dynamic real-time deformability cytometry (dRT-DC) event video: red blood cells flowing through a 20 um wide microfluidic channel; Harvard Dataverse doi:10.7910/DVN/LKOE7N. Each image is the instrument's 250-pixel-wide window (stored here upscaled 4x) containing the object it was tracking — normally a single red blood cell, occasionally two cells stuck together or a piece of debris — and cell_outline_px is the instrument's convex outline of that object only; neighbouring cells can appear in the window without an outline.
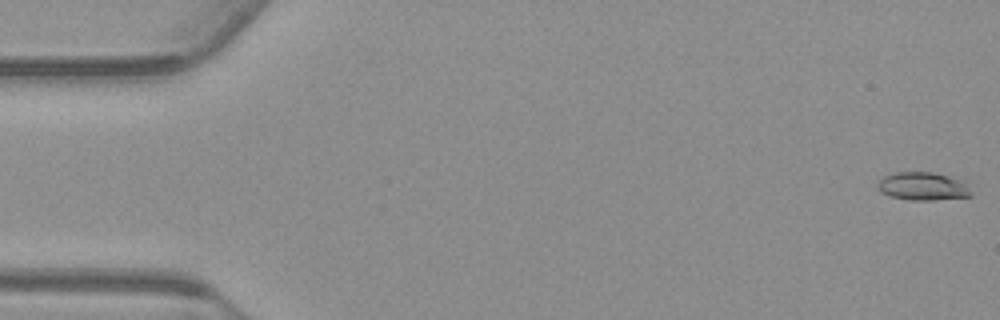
{"species": "common noctule bat (a hibernating species)", "species_latin": "Nyctalus noctula", "temperature_condition": "warm", "stored_images_in_passage": 55, "camera_frame_rate_fps": 3000, "um_per_image_px": 0.085, "animal": {"sex": "male", "body_mass_g": 23.1, "forearm_length_mm": 52.7}, "frame": {"image": 1, "passage_image": 1, "time_ms": 0.0, "image_size_px": [1000, 320], "cell_outline_px": [[972, 196], [936, 200], [912, 200], [892, 196], [880, 192], [876, 188], [876, 184], [884, 176], [896, 172], [932, 172], [948, 176], [960, 180], [968, 184], [972, 192]], "centroid_in_image_um": [78.45, 15.84], "position_along_channel_um": 6.5, "area_um2": 15.37}}
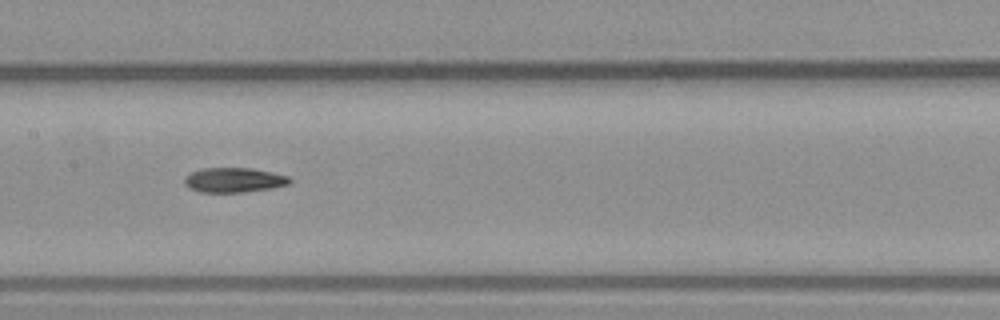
{"frame": {"image": 2, "passage_image": 27, "time_ms": 8.667, "image_size_px": [1000, 320], "cell_outline_px": [[292, 180], [288, 184], [272, 188], [244, 192], [200, 192], [188, 188], [184, 184], [184, 176], [200, 168], [252, 168], [272, 172], [288, 176]], "centroid_in_image_um": [19.85, 15.3], "position_along_channel_um": 187.5, "area_um2": 15.26}}
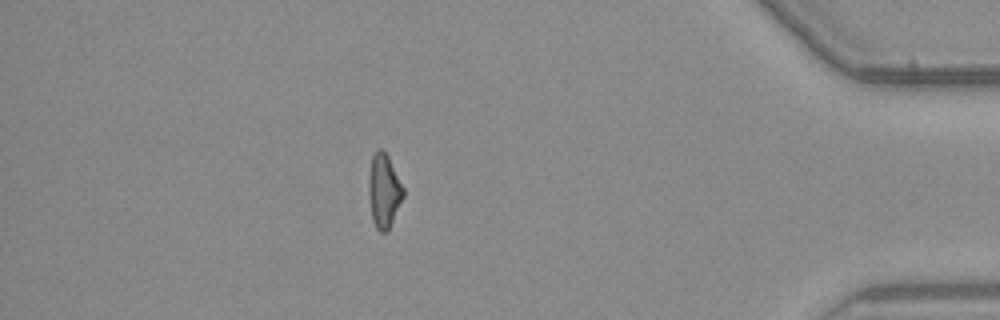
{"frame": {"image": 3, "passage_image": 48, "time_ms": 15.667, "image_size_px": [1000, 320], "cell_outline_px": [[404, 196], [388, 232], [380, 232], [376, 228], [372, 220], [368, 192], [368, 176], [372, 156], [376, 148], [380, 148], [388, 156], [404, 188]], "centroid_in_image_um": [32.62, 16.23], "position_along_channel_um": 402.6, "area_um2": 15.09}, "authors_computed_cell_mechanics": {"area_um2": 15.2592, "velocity_mm_per_s": 3.7733, "shape_relaxation_time_tau1_ms": 9.0794, "shape_relaxation_time_tau2_ms": null, "deformation_change_tau1": 0.2144, "deformation_change_tau2": null}}